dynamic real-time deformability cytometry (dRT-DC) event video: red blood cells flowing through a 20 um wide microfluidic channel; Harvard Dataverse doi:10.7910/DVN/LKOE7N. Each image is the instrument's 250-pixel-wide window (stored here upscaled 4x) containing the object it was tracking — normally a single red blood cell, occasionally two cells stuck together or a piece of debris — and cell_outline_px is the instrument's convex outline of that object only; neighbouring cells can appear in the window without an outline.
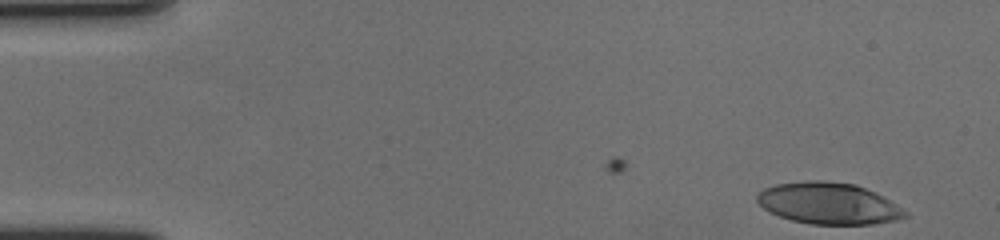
{"species": "human", "species_latin": "Homo sapiens", "temperature_condition": "cold", "stored_images_in_passage": 55, "camera_frame_rate_fps": 3000, "um_per_image_px": 0.085, "donor": {"sex": "female"}, "frame": {"image": 1, "passage_image": 1, "time_ms": 0.0, "image_size_px": [1000, 240], "cell_outline_px": [[908, 216], [896, 220], [872, 224], [808, 224], [792, 220], [768, 212], [756, 200], [756, 196], [764, 188], [776, 184], [808, 180], [824, 180], [856, 184], [876, 192], [896, 204], [908, 212]], "centroid_in_image_um": [70.44, 17.28], "position_along_channel_um": 14.6, "area_um2": 35.95}}
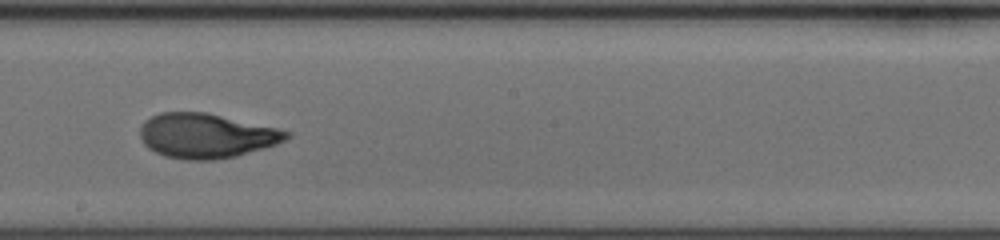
{"frame": {"image": 2, "passage_image": 30, "time_ms": 9.667, "image_size_px": [1000, 240], "cell_outline_px": [[292, 136], [276, 144], [264, 148], [236, 156], [216, 160], [184, 160], [164, 156], [148, 148], [144, 144], [140, 136], [140, 128], [144, 120], [160, 112], [208, 112], [276, 128], [292, 132]], "centroid_in_image_um": [17.52, 11.54], "position_along_channel_um": 230.7, "area_um2": 38.26}}
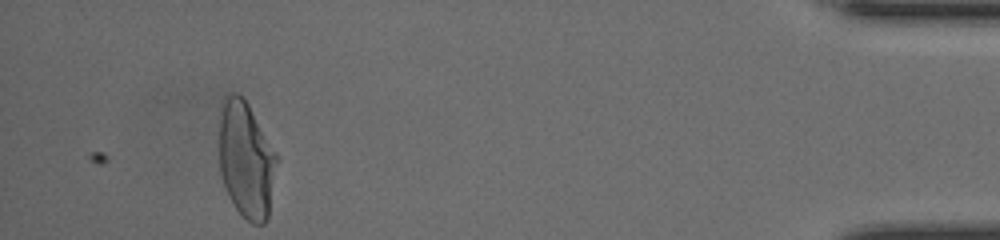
{"frame": {"image": 3, "passage_image": 51, "time_ms": 16.667, "image_size_px": [1000, 240], "cell_outline_px": [[276, 160], [268, 220], [264, 224], [252, 224], [232, 204], [224, 184], [220, 172], [220, 112], [224, 100], [232, 92], [236, 92], [248, 104], [276, 156]], "centroid_in_image_um": [20.9, 13.63], "position_along_channel_um": 414.3, "area_um2": 38.03}, "authors_computed_cell_mechanics": {"area_um2": 37.7434, "velocity_mm_per_s": 3.558, "shape_relaxation_time_tau1_ms": 5.3178, "shape_relaxation_time_tau2_ms": 1.3298, "deformation_change_tau1": 0.2644, "deformation_change_tau2": 0.0704}}